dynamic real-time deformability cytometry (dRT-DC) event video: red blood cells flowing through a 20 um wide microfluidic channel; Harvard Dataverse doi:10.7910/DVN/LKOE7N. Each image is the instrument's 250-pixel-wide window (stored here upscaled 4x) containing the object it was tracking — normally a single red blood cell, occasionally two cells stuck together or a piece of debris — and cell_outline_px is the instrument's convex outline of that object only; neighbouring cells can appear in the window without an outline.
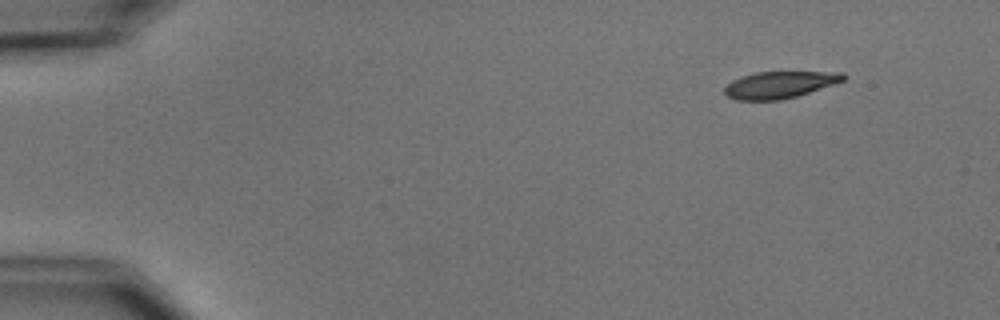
{"species": "common noctule bat (a hibernating species)", "species_latin": "Nyctalus noctula", "temperature_condition": "cold", "stored_images_in_passage": 4, "camera_frame_rate_fps": 3000, "um_per_image_px": 0.085, "animal": {"sex": "male", "body_mass_g": 15.6}, "frame": {"image": 1, "passage_image": 1, "time_ms": 0.0, "image_size_px": [1000, 320], "cell_outline_px": [[844, 80], [796, 96], [780, 100], [736, 100], [728, 96], [724, 92], [724, 88], [732, 80], [740, 76], [756, 72], [844, 72]], "centroid_in_image_um": [66.21, 7.2], "position_along_channel_um": 18.8, "area_um2": 18.32}}
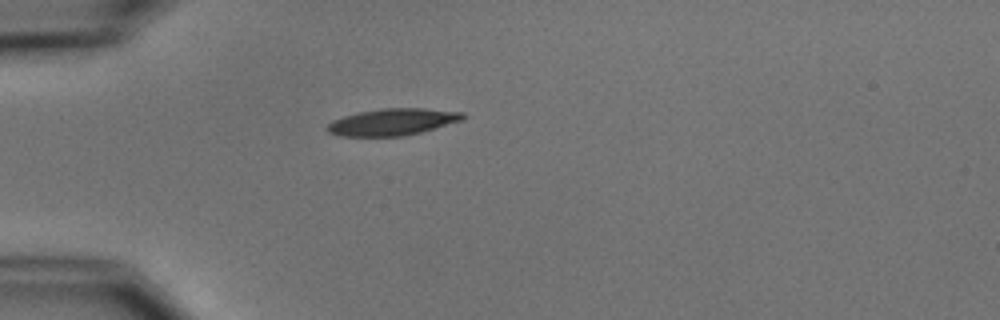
{"frame": {"image": 2, "passage_image": 4, "time_ms": 3.333, "image_size_px": [1000, 320], "cell_outline_px": [[468, 116], [464, 120], [420, 132], [404, 136], [340, 136], [328, 132], [324, 128], [332, 120], [356, 112], [380, 108], [424, 108], [464, 112]], "centroid_in_image_um": [33.37, 10.35], "position_along_channel_um": 51.6, "area_um2": 21.44}}